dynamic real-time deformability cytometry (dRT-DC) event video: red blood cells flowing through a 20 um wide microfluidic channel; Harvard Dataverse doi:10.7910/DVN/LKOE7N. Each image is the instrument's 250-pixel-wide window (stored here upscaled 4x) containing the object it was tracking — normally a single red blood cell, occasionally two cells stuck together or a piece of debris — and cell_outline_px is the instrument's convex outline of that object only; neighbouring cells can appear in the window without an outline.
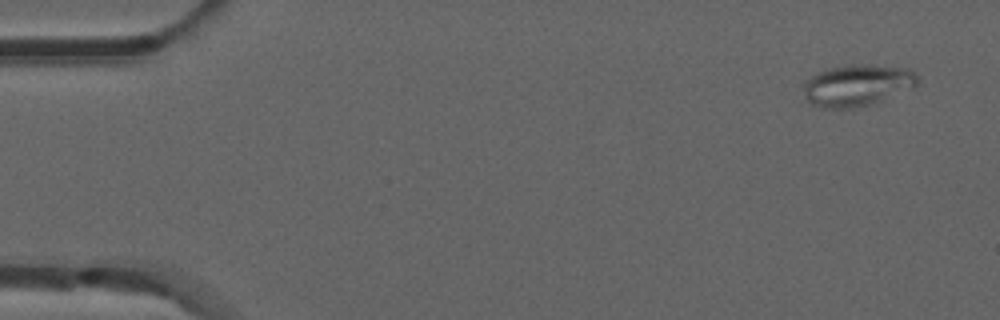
{"species": "common noctule bat (a hibernating species)", "species_latin": "Nyctalus noctula", "temperature_condition": "room temperature", "stored_images_in_passage": 51, "camera_frame_rate_fps": 3000, "um_per_image_px": 0.085, "animal": {"sex": "male", "forearm_length_mm": 52.5}, "frame": {"image": 1, "passage_image": 1, "time_ms": 0.0, "image_size_px": [1000, 320], "cell_outline_px": [[920, 84], [872, 104], [852, 108], [824, 108], [812, 104], [804, 100], [804, 80], [816, 72], [828, 68], [852, 64], [868, 64], [908, 68], [916, 72], [920, 76]], "centroid_in_image_um": [72.86, 7.23], "position_along_channel_um": 12.1, "area_um2": 28.09}}
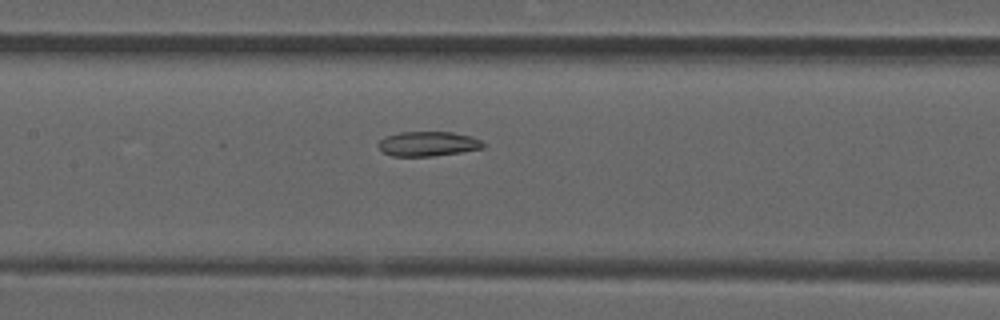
{"frame": {"image": 2, "passage_image": 23, "time_ms": 7.333, "image_size_px": [1000, 320], "cell_outline_px": [[484, 148], [460, 152], [432, 156], [392, 156], [384, 152], [380, 148], [380, 140], [384, 136], [400, 132], [452, 132], [472, 136], [480, 140], [484, 144]], "centroid_in_image_um": [36.39, 12.22], "position_along_channel_um": 171.0, "area_um2": 14.97}}
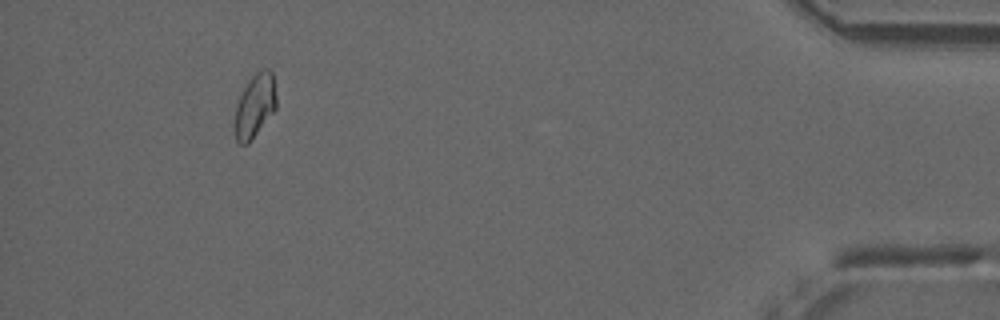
{"frame": {"image": 3, "passage_image": 47, "time_ms": 15.333, "image_size_px": [1000, 320], "cell_outline_px": [[276, 108], [248, 144], [240, 144], [236, 140], [236, 108], [240, 96], [244, 88], [252, 76], [256, 72], [264, 68], [268, 68], [272, 72], [276, 96]], "centroid_in_image_um": [21.69, 8.96], "position_along_channel_um": 413.5, "area_um2": 14.97}, "authors_computed_cell_mechanics": {"area_um2": 15.606, "velocity_mm_per_s": 3.8557, "shape_relaxation_time_tau1_ms": null, "shape_relaxation_time_tau2_ms": 5.6138, "deformation_change_tau1": null, "deformation_change_tau2": 0.1032}}